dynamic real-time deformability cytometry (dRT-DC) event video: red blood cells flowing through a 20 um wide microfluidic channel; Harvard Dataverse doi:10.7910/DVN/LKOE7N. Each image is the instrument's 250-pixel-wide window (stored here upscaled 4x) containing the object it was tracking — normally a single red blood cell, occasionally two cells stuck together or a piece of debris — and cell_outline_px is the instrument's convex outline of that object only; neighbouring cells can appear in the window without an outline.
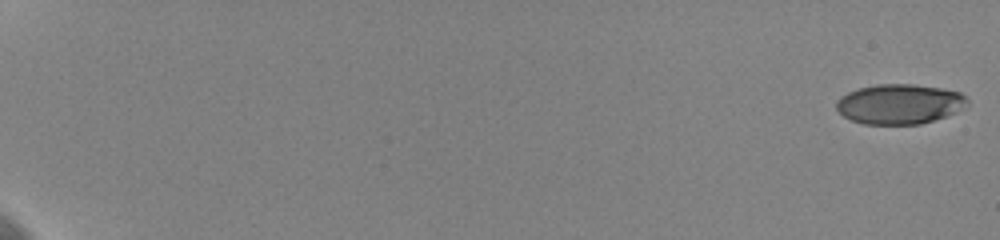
{"species": "human", "species_latin": "Homo sapiens", "temperature_condition": "cold", "stored_images_in_passage": 59, "camera_frame_rate_fps": 3000, "um_per_image_px": 0.085, "donor": {"sex": "female"}, "frame": {"image": 1, "passage_image": 1, "time_ms": 0.0, "image_size_px": [1000, 240], "cell_outline_px": [[968, 104], [956, 112], [920, 124], [864, 124], [852, 120], [844, 116], [836, 108], [836, 100], [840, 96], [848, 92], [860, 88], [876, 84], [912, 84], [940, 88], [960, 92], [968, 100]], "centroid_in_image_um": [76.44, 8.84], "position_along_channel_um": 8.6, "area_um2": 30.29}}
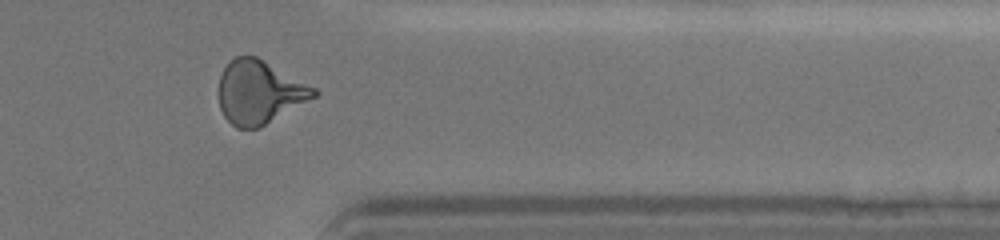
{"frame": {"image": 2, "passage_image": 51, "time_ms": 16.667, "image_size_px": [1000, 240], "cell_outline_px": [[320, 92], [316, 96], [260, 128], [236, 128], [224, 116], [220, 108], [220, 76], [228, 60], [236, 56], [256, 56], [316, 88]], "centroid_in_image_um": [22.05, 7.84], "position_along_channel_um": 389.4, "area_um2": 34.85}}
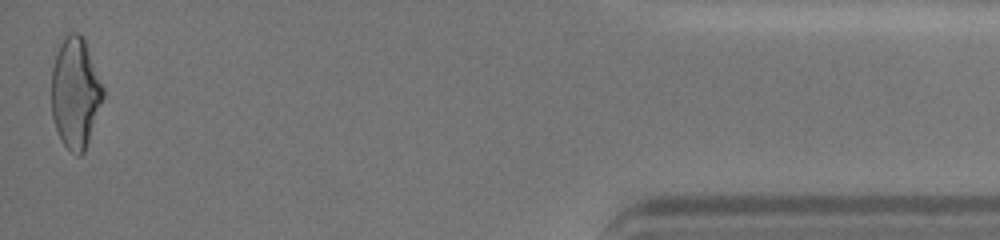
{"frame": {"image": 3, "passage_image": 59, "time_ms": 19.333, "image_size_px": [1000, 240], "cell_outline_px": [[104, 96], [84, 152], [80, 156], [76, 156], [64, 144], [56, 128], [52, 116], [52, 68], [60, 44], [64, 36], [68, 32], [80, 32], [84, 36], [104, 88]], "centroid_in_image_um": [6.42, 7.85], "position_along_channel_um": 428.8, "area_um2": 33.18}, "authors_computed_cell_mechanics": {"area_um2": 33.524, "velocity_mm_per_s": 3.6294, "shape_relaxation_time_tau1_ms": 5.8791, "shape_relaxation_time_tau2_ms": 1.6622, "deformation_change_tau1": 0.1756, "deformation_change_tau2": 0.0928}}